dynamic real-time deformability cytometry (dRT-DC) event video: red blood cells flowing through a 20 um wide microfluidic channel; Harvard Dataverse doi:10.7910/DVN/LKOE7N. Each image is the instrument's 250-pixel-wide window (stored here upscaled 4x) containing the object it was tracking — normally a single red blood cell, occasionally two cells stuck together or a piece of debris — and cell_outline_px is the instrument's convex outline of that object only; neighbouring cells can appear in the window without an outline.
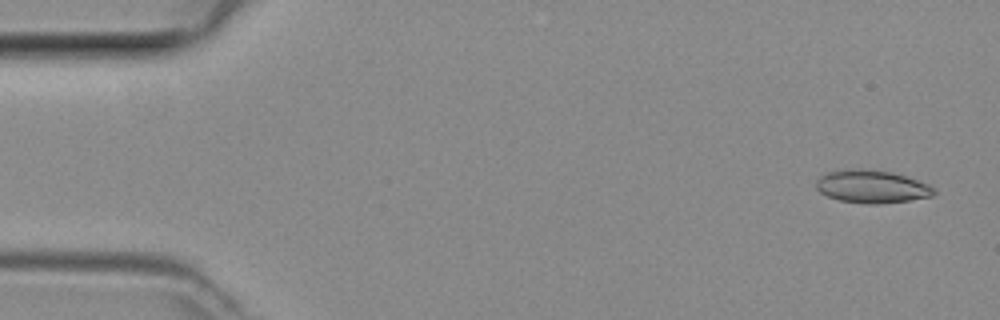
{"species": "common noctule bat (a hibernating species)", "species_latin": "Nyctalus noctula", "temperature_condition": "room temperature", "stored_images_in_passage": 42, "camera_frame_rate_fps": 3000, "um_per_image_px": 0.085, "animal": {"sex": "female", "body_mass_g": 29.2, "forearm_length_mm": 56.3}, "frame": {"image": 1, "passage_image": 1, "time_ms": 0.0, "image_size_px": [1000, 320], "cell_outline_px": [[936, 192], [932, 196], [908, 200], [880, 204], [868, 204], [840, 200], [828, 196], [820, 192], [816, 188], [816, 180], [820, 176], [828, 172], [860, 168], [892, 172], [928, 184]], "centroid_in_image_um": [74.08, 15.86], "position_along_channel_um": 10.9, "area_um2": 22.25}}
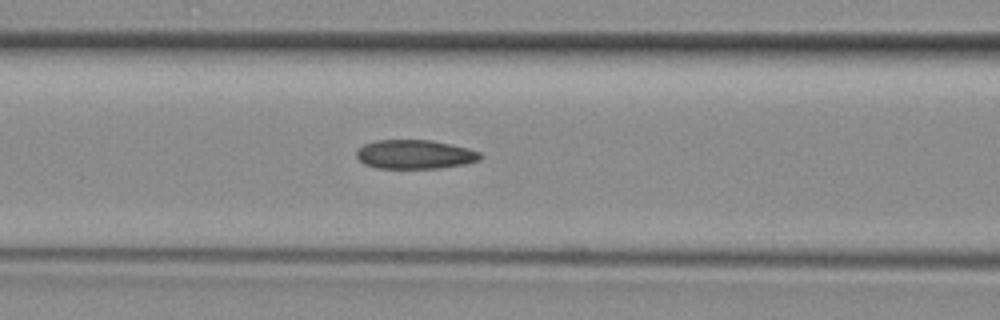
{"frame": {"image": 2, "passage_image": 18, "time_ms": 5.667, "image_size_px": [1000, 320], "cell_outline_px": [[484, 156], [480, 160], [464, 164], [440, 168], [376, 168], [364, 164], [356, 156], [356, 152], [364, 144], [376, 140], [428, 140], [468, 148], [480, 152]], "centroid_in_image_um": [35.27, 13.13], "position_along_channel_um": 131.3, "area_um2": 20.87}}
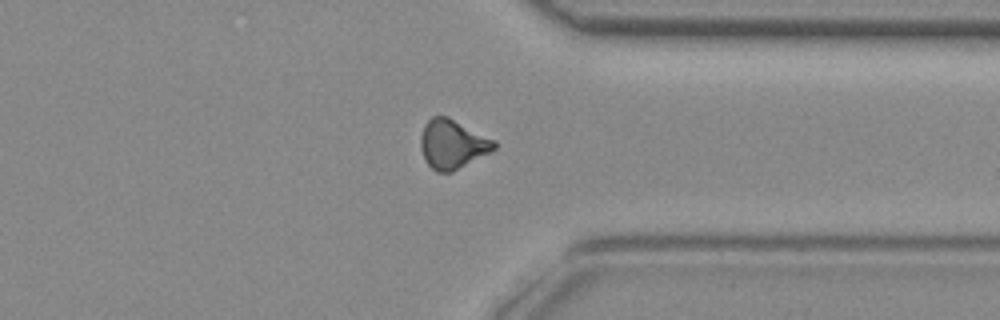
{"frame": {"image": 3, "passage_image": 35, "time_ms": 11.333, "image_size_px": [1000, 320], "cell_outline_px": [[496, 148], [452, 172], [436, 172], [424, 160], [420, 148], [420, 136], [424, 124], [432, 116], [448, 116], [496, 140]], "centroid_in_image_um": [38.43, 12.24], "position_along_channel_um": 373.0, "area_um2": 21.1}}